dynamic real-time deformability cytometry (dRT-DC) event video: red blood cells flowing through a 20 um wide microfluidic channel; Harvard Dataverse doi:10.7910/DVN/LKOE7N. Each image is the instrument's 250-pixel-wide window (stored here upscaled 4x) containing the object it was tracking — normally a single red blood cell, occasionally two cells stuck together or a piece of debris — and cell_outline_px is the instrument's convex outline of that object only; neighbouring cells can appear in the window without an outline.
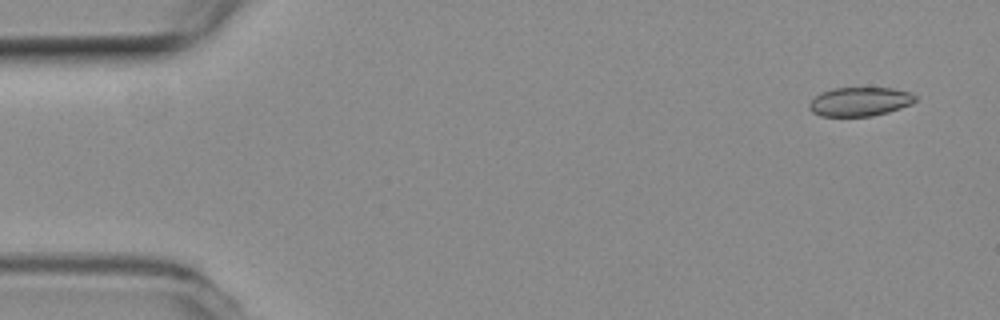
{"species": "common noctule bat (a hibernating species)", "species_latin": "Nyctalus noctula", "temperature_condition": "room temperature", "stored_images_in_passage": 6, "camera_frame_rate_fps": 3000, "um_per_image_px": 0.085, "animal": {"sex": "female", "body_mass_g": 19.3, "forearm_length_mm": 54.1}, "frame": {"image": 1, "passage_image": 1, "time_ms": 0.0, "image_size_px": [1000, 320], "cell_outline_px": [[916, 100], [912, 104], [888, 112], [872, 116], [820, 116], [812, 112], [808, 108], [808, 104], [820, 92], [832, 88], [892, 88], [908, 92], [916, 96]], "centroid_in_image_um": [73.06, 8.64], "position_along_channel_um": 11.9, "area_um2": 17.92}}
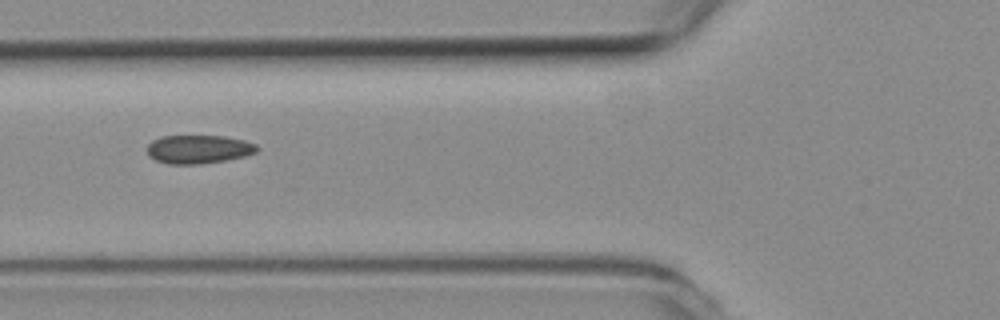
{"frame": {"image": 2, "passage_image": 6, "time_ms": 1.667, "image_size_px": [1000, 320], "cell_outline_px": [[260, 148], [256, 152], [244, 156], [224, 160], [200, 164], [168, 164], [156, 160], [148, 156], [148, 144], [152, 140], [160, 136], [224, 136], [244, 140], [256, 144]], "centroid_in_image_um": [16.87, 12.68], "position_along_channel_um": 108.9, "area_um2": 18.26}}